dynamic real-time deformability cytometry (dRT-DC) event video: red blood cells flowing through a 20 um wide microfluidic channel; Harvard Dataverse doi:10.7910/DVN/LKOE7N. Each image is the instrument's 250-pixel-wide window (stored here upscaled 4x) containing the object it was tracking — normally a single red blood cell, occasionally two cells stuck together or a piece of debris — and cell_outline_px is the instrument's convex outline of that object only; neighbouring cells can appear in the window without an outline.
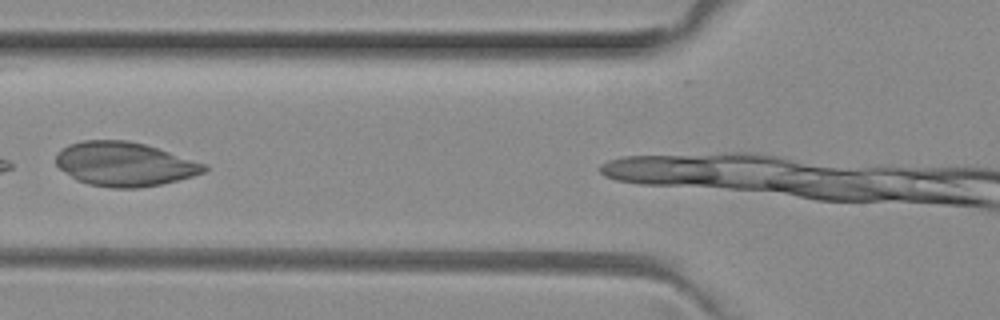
{"species": "common noctule bat (a hibernating species)", "species_latin": "Nyctalus noctula", "temperature_condition": "room temperature", "stored_images_in_passage": 5, "camera_frame_rate_fps": 3000, "um_per_image_px": 0.085, "animal": {"sex": "female", "body_mass_g": 29.2, "forearm_length_mm": 56.3}, "frame": {"image": 1, "passage_image": 4, "time_ms": 1.0, "image_size_px": [1000, 320], "cell_outline_px": [[208, 168], [204, 172], [192, 176], [160, 184], [136, 188], [112, 188], [88, 184], [76, 180], [60, 168], [56, 164], [56, 156], [68, 144], [84, 140], [128, 140], [144, 144], [208, 164]], "centroid_in_image_um": [10.59, 13.95], "position_along_channel_um": 115.2, "area_um2": 37.86}}